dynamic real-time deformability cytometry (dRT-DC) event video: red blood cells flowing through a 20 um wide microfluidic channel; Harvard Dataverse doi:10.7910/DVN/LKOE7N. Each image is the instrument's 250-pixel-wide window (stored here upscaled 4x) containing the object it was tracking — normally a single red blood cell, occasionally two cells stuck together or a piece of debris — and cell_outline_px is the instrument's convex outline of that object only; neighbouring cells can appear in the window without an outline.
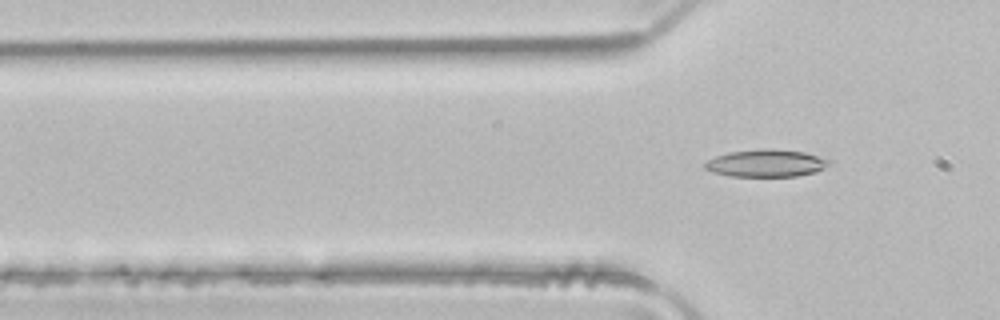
{"species": "common noctule bat (a hibernating species)", "species_latin": "Nyctalus noctula", "temperature_condition": "room temperature", "stored_images_in_passage": 4, "camera_frame_rate_fps": 3000, "um_per_image_px": 0.085, "animal": {"sex": "male", "body_mass_g": 21.5, "forearm_length_mm": 52.0}, "frame": {"image": 1, "passage_image": 4, "time_ms": 1.0, "image_size_px": [1000, 320], "cell_outline_px": [[832, 164], [816, 172], [796, 176], [732, 176], [712, 172], [704, 168], [704, 164], [708, 160], [716, 156], [728, 152], [768, 148], [772, 148], [804, 152], [832, 160]], "centroid_in_image_um": [65.16, 13.87], "position_along_channel_um": 60.6, "area_um2": 19.88}}